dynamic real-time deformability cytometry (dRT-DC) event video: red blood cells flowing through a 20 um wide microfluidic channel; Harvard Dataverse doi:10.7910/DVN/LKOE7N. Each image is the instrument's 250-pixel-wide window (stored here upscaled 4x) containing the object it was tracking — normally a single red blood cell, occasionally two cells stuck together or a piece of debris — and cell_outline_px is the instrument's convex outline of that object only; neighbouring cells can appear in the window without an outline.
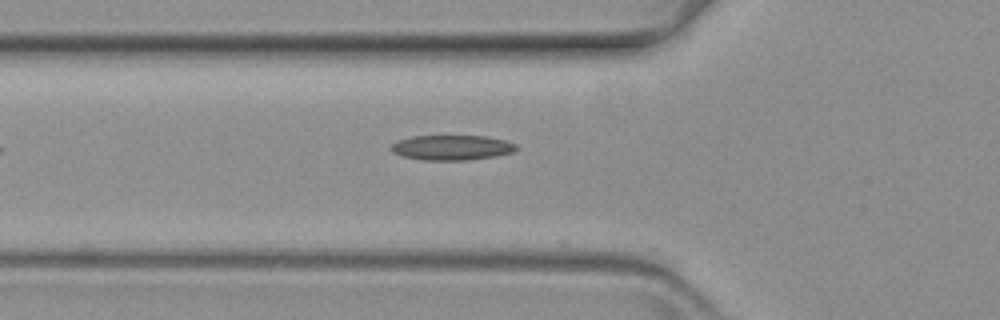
{"species": "common noctule bat (a hibernating species)", "species_latin": "Nyctalus noctula", "temperature_condition": "warm", "stored_images_in_passage": 42, "camera_frame_rate_fps": 3000, "um_per_image_px": 0.085, "animal": {"sex": "female", "body_mass_g": 19.3, "forearm_length_mm": 54.1}, "frame": {"image": 1, "passage_image": 3, "time_ms": 0.667, "image_size_px": [1000, 320], "cell_outline_px": [[520, 148], [512, 152], [496, 156], [468, 160], [424, 160], [404, 156], [392, 152], [388, 148], [396, 140], [412, 136], [488, 136], [504, 140], [516, 144]], "centroid_in_image_um": [38.4, 12.54], "position_along_channel_um": 87.4, "area_um2": 18.38}}
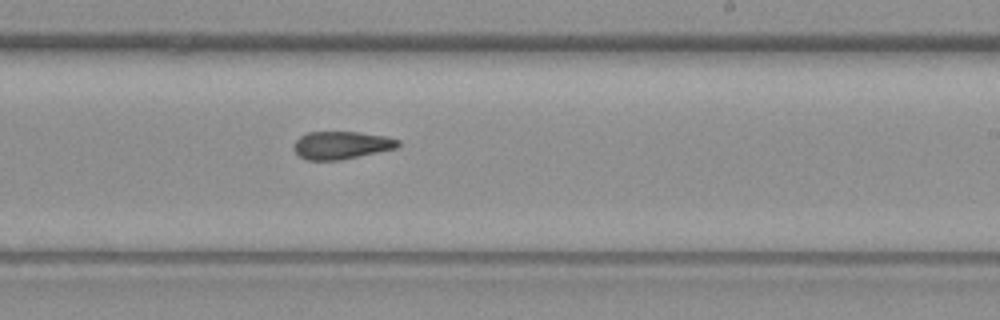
{"frame": {"image": 2, "passage_image": 18, "time_ms": 5.667, "image_size_px": [1000, 320], "cell_outline_px": [[400, 144], [396, 148], [340, 160], [304, 160], [296, 152], [296, 140], [300, 136], [308, 132], [356, 132], [384, 136], [400, 140]], "centroid_in_image_um": [29.03, 12.34], "position_along_channel_um": 260.0, "area_um2": 16.59}}
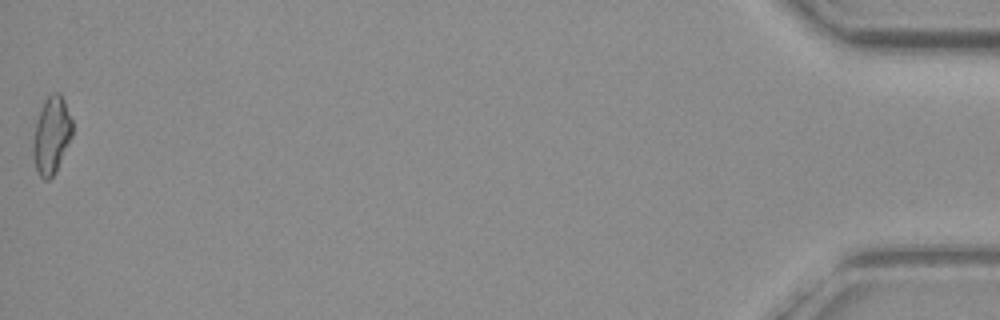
{"frame": {"image": 3, "passage_image": 42, "time_ms": 13.667, "image_size_px": [1000, 320], "cell_outline_px": [[72, 136], [56, 172], [48, 180], [44, 180], [40, 176], [36, 168], [32, 152], [32, 144], [36, 120], [40, 108], [44, 100], [52, 92], [60, 92], [64, 100], [72, 120]], "centroid_in_image_um": [4.37, 11.48], "position_along_channel_um": 430.8, "area_um2": 17.8}}